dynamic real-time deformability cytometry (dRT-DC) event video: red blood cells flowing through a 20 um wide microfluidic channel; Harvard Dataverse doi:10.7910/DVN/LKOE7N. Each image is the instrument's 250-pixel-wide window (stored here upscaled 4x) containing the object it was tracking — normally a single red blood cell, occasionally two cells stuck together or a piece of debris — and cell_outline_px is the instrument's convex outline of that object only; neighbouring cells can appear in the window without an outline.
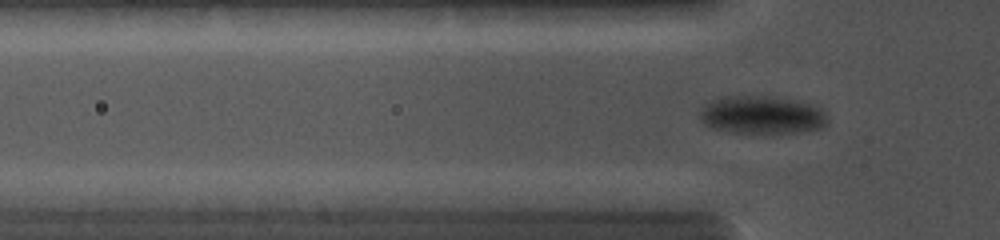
{"species": "common noctule bat (a hibernating species)", "species_latin": "Nyctalus noctula", "temperature_condition": "cold", "stored_images_in_passage": 37, "camera_frame_rate_fps": 5000, "um_per_image_px": 0.085, "animal": {"sex": "female", "body_mass_g": 19.0, "forearm_length_mm": 56.7}, "frame": {"image": 1, "passage_image": 8, "time_ms": 1.8, "image_size_px": [1000, 240], "cell_outline_px": [[828, 124], [820, 128], [800, 132], [732, 132], [708, 128], [700, 120], [700, 112], [704, 104], [712, 100], [732, 96], [768, 96], [792, 100], [808, 104], [820, 108], [824, 112], [828, 120]], "centroid_in_image_um": [64.72, 9.78], "position_along_channel_um": 61.1, "area_um2": 27.98}}
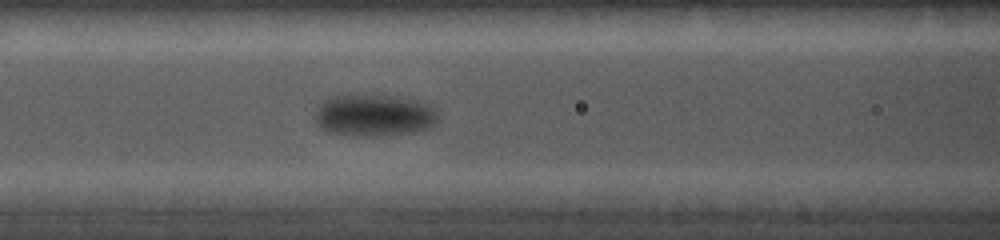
{"frame": {"image": 2, "passage_image": 17, "time_ms": 3.6, "image_size_px": [1000, 240], "cell_outline_px": [[436, 120], [432, 128], [408, 132], [380, 136], [368, 136], [328, 132], [320, 128], [316, 124], [316, 112], [320, 104], [328, 96], [392, 96], [416, 100], [432, 104], [436, 112]], "centroid_in_image_um": [31.8, 9.81], "position_along_channel_um": 134.8, "area_um2": 29.71}}
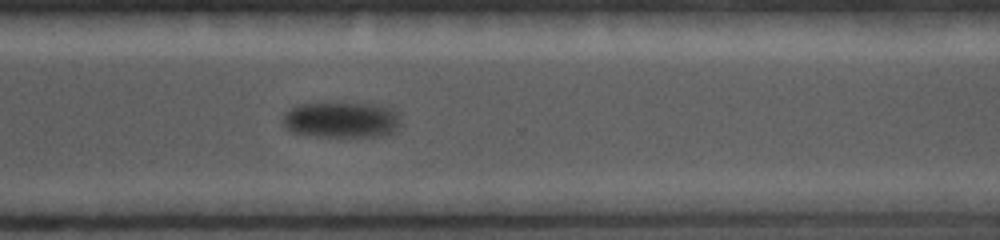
{"frame": {"image": 3, "passage_image": 35, "time_ms": 8.6, "image_size_px": [1000, 240], "cell_outline_px": [[400, 124], [392, 132], [384, 136], [308, 136], [292, 132], [284, 128], [284, 116], [292, 108], [300, 104], [380, 104], [396, 112]], "centroid_in_image_um": [29.01, 10.21], "position_along_channel_um": 341.6, "area_um2": 24.22}}